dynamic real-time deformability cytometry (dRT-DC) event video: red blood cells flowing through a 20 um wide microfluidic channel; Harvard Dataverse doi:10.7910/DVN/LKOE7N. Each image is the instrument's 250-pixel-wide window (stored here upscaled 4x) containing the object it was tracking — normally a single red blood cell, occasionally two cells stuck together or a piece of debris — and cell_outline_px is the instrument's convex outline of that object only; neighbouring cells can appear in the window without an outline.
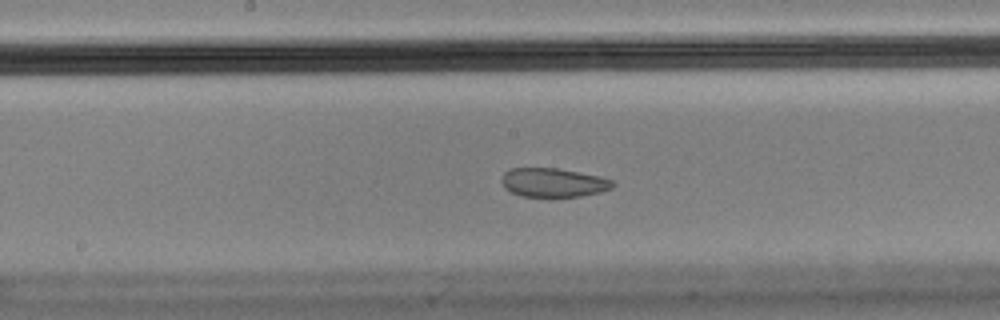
{"species": "Egyptian fruit bat (a non-hibernating species)", "species_latin": "Rousettus aegyptiacus", "temperature_condition": "cold", "stored_images_in_passage": 39, "camera_frame_rate_fps": 3000, "um_per_image_px": 0.085, "animal": {"sex": "male"}, "frame": {"image": 1, "passage_image": 12, "time_ms": 3.667, "image_size_px": [1000, 320], "cell_outline_px": [[616, 184], [612, 188], [600, 192], [580, 196], [548, 200], [520, 196], [504, 188], [500, 180], [504, 172], [512, 168], [556, 168], [596, 176], [612, 180]], "centroid_in_image_um": [46.98, 15.57], "position_along_channel_um": 201.2, "area_um2": 19.36}}